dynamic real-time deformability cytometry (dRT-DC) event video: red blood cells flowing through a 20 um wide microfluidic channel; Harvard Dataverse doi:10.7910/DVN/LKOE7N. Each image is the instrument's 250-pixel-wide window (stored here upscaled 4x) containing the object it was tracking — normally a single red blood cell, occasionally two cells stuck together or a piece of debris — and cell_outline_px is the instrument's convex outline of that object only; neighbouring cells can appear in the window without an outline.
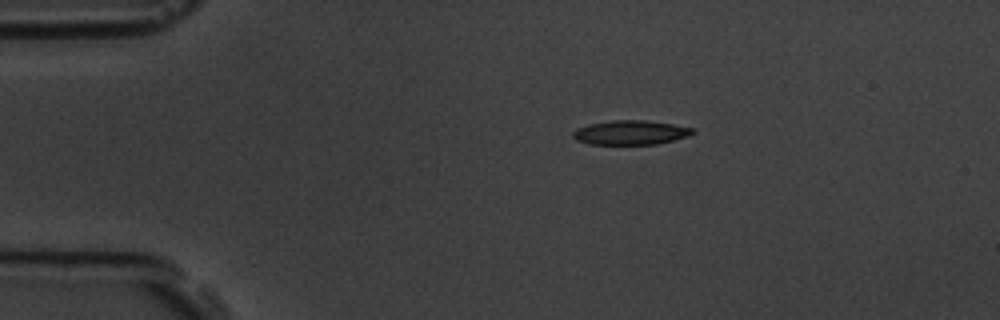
{"species": "common noctule bat (a hibernating species)", "species_latin": "Nyctalus noctula", "temperature_condition": "room temperature", "stored_images_in_passage": 6, "camera_frame_rate_fps": 3000, "um_per_image_px": 0.085, "animal": {"sex": "male", "body_mass_g": 19.5, "forearm_length_mm": 54.6}, "frame": {"image": 1, "passage_image": 1, "time_ms": 0.0, "image_size_px": [1000, 320], "cell_outline_px": [[696, 132], [688, 136], [656, 144], [588, 144], [576, 140], [572, 136], [572, 132], [576, 128], [588, 124], [612, 120], [644, 120], [672, 124], [696, 128]], "centroid_in_image_um": [53.59, 11.26], "position_along_channel_um": 31.4, "area_um2": 17.05}}
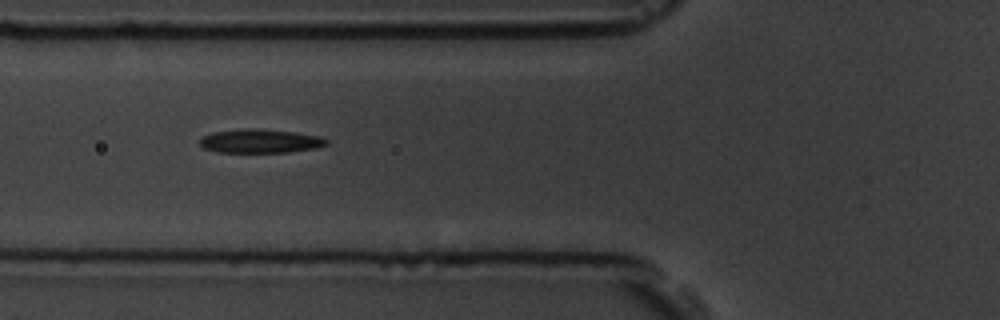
{"frame": {"image": 2, "passage_image": 4, "time_ms": 3.333, "image_size_px": [1000, 320], "cell_outline_px": [[328, 144], [316, 148], [288, 152], [216, 152], [204, 148], [200, 144], [200, 136], [212, 132], [244, 128], [260, 128], [296, 132], [320, 136], [328, 140]], "centroid_in_image_um": [22.11, 11.98], "position_along_channel_um": 103.7, "area_um2": 17.8}}
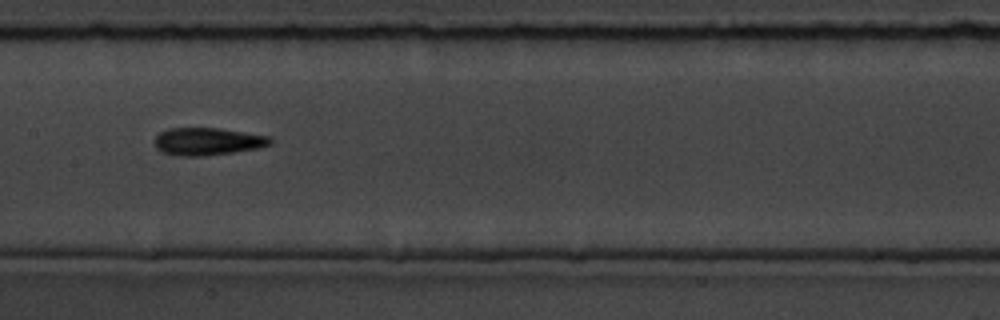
{"frame": {"image": 3, "passage_image": 6, "time_ms": 5.667, "image_size_px": [1000, 320], "cell_outline_px": [[272, 144], [260, 148], [232, 152], [200, 156], [180, 156], [160, 152], [156, 148], [156, 136], [160, 132], [168, 128], [220, 128], [272, 136]], "centroid_in_image_um": [17.68, 12.02], "position_along_channel_um": 189.7, "area_um2": 18.67}}